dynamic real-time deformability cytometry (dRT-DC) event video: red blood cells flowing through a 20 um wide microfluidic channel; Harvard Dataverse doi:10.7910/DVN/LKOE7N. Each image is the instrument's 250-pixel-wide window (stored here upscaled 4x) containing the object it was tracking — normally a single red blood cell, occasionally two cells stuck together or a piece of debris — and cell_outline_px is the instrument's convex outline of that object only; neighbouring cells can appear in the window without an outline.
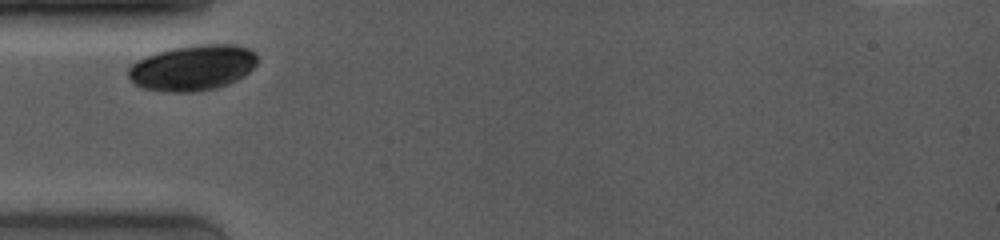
{"species": "common noctule bat (a hibernating species)", "species_latin": "Nyctalus noctula", "temperature_condition": "room temperature", "stored_images_in_passage": 16, "camera_frame_rate_fps": 4000, "um_per_image_px": 0.085, "animal": {"sex": "female", "body_mass_g": 19.0, "forearm_length_mm": 53.3}, "frame": {"image": 1, "passage_image": 1, "time_ms": 0.0, "image_size_px": [1000, 240], "cell_outline_px": [[256, 64], [244, 76], [228, 84], [216, 88], [196, 92], [168, 92], [144, 88], [136, 84], [128, 76], [128, 68], [136, 60], [156, 52], [172, 48], [196, 44], [236, 44], [248, 48], [256, 52]], "centroid_in_image_um": [16.38, 5.75], "position_along_channel_um": 68.6, "area_um2": 34.45}}